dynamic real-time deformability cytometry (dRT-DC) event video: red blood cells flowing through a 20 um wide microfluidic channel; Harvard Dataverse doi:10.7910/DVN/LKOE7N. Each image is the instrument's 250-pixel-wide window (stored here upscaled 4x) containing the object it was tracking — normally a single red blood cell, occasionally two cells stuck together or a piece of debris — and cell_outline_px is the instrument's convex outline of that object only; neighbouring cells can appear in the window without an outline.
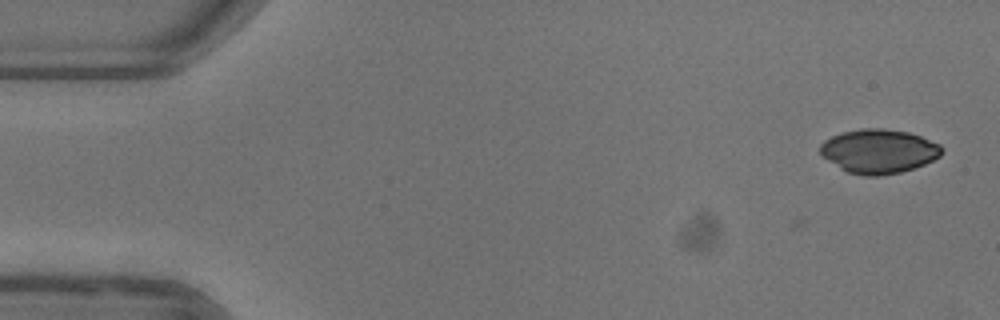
{"species": "common noctule bat (a hibernating species)", "species_latin": "Nyctalus noctula", "temperature_condition": "warm", "stored_images_in_passage": 2, "camera_frame_rate_fps": 3000, "um_per_image_px": 0.085, "animal": {"sex": "female"}, "frame": {"image": 1, "passage_image": 2, "time_ms": 0.333, "image_size_px": [1000, 320], "cell_outline_px": [[944, 152], [940, 156], [924, 164], [900, 172], [876, 176], [864, 176], [848, 172], [840, 168], [828, 160], [820, 152], [820, 144], [824, 140], [832, 136], [844, 132], [860, 128], [884, 128], [908, 132], [920, 136], [940, 144], [944, 148]], "centroid_in_image_um": [74.71, 12.84], "position_along_channel_um": 10.3, "area_um2": 31.15}}